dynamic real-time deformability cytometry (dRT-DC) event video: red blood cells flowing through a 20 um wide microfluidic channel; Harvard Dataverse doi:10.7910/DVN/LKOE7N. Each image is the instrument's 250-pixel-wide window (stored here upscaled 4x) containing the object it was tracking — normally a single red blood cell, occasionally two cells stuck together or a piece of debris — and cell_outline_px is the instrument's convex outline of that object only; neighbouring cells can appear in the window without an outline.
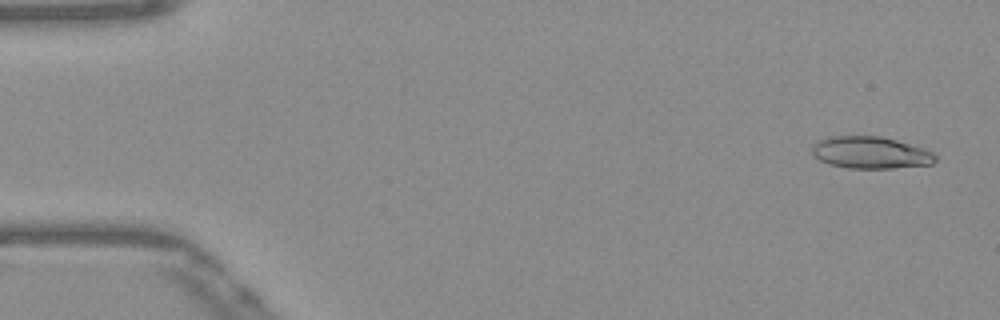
{"species": "Egyptian fruit bat (a non-hibernating species)", "species_latin": "Rousettus aegyptiacus", "temperature_condition": "warm", "stored_images_in_passage": 52, "camera_frame_rate_fps": 3000, "um_per_image_px": 0.085, "frame": {"image": 1, "passage_image": 2, "time_ms": 0.333, "image_size_px": [1000, 320], "cell_outline_px": [[936, 160], [932, 164], [892, 168], [848, 168], [828, 164], [812, 156], [812, 144], [816, 140], [836, 136], [880, 136], [896, 140], [924, 148], [932, 152], [936, 156]], "centroid_in_image_um": [73.96, 12.97], "position_along_channel_um": 11.0, "area_um2": 23.06}}
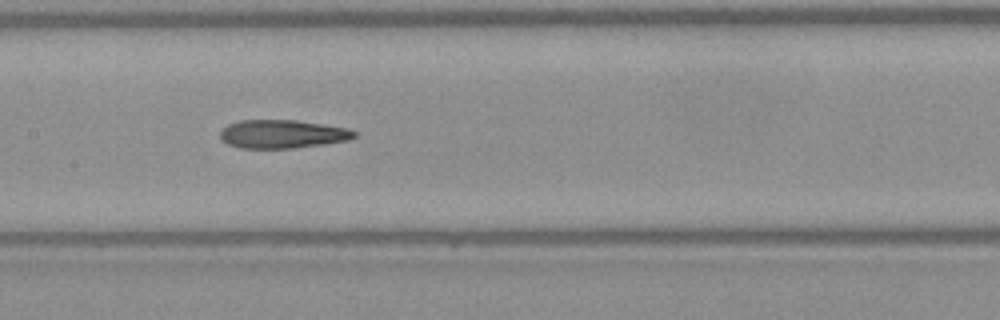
{"frame": {"image": 2, "passage_image": 25, "time_ms": 8.0, "image_size_px": [1000, 320], "cell_outline_px": [[356, 136], [348, 140], [324, 144], [292, 148], [240, 148], [228, 144], [220, 140], [220, 132], [228, 124], [240, 120], [296, 120], [348, 128], [356, 132]], "centroid_in_image_um": [23.98, 11.39], "position_along_channel_um": 183.4, "area_um2": 22.2}}
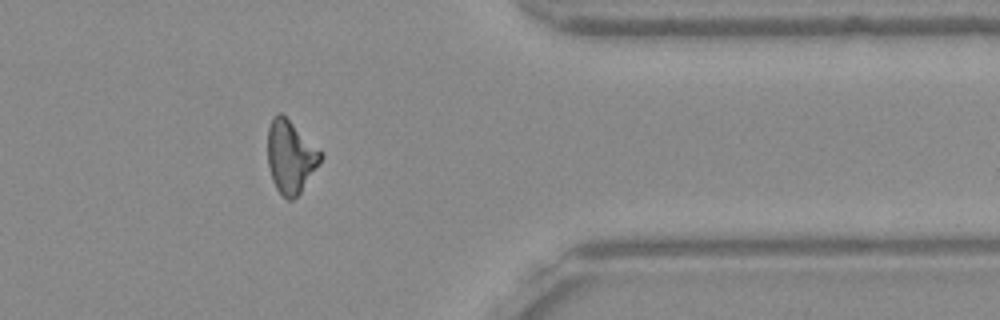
{"frame": {"image": 3, "passage_image": 42, "time_ms": 13.667, "image_size_px": [1000, 320], "cell_outline_px": [[324, 156], [300, 192], [292, 200], [288, 200], [276, 188], [272, 180], [268, 164], [268, 128], [272, 116], [276, 112], [280, 112], [320, 148]], "centroid_in_image_um": [24.7, 13.28], "position_along_channel_um": 386.7, "area_um2": 22.37}, "authors_computed_cell_mechanics": {"area_um2": 22.542, "velocity_mm_per_s": 3.8858, "shape_relaxation_time_tau1_ms": null, "shape_relaxation_time_tau2_ms": 5.1506, "deformation_change_tau1": null, "deformation_change_tau2": 0.1697}}